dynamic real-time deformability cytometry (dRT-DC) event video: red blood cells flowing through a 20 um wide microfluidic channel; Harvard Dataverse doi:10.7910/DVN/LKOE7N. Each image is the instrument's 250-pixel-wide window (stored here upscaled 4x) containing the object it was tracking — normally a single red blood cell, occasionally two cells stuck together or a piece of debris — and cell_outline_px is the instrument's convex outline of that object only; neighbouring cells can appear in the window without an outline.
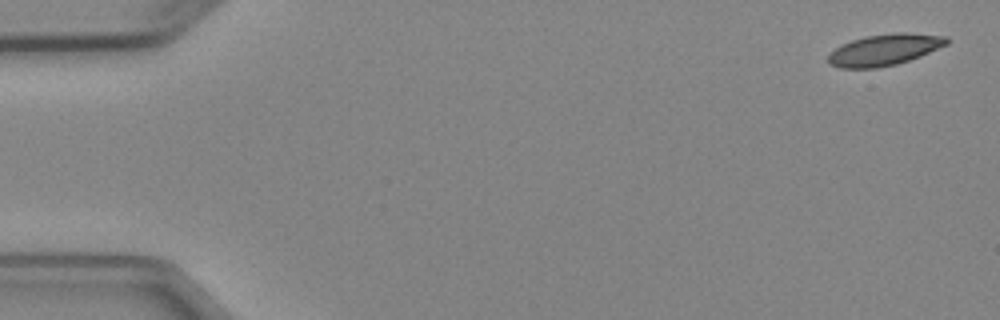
{"species": "Egyptian fruit bat (a non-hibernating species)", "species_latin": "Rousettus aegyptiacus", "temperature_condition": "cold", "stored_images_in_passage": 5, "camera_frame_rate_fps": 3000, "um_per_image_px": 0.085, "animal": {"sex": "female"}, "frame": {"image": 1, "passage_image": 1, "time_ms": 0.0, "image_size_px": [1000, 320], "cell_outline_px": [[952, 40], [948, 44], [920, 56], [896, 64], [876, 68], [840, 68], [828, 64], [828, 56], [840, 44], [852, 40], [868, 36], [892, 32], [908, 32], [948, 36]], "centroid_in_image_um": [75.21, 4.22], "position_along_channel_um": 9.8, "area_um2": 21.79}}
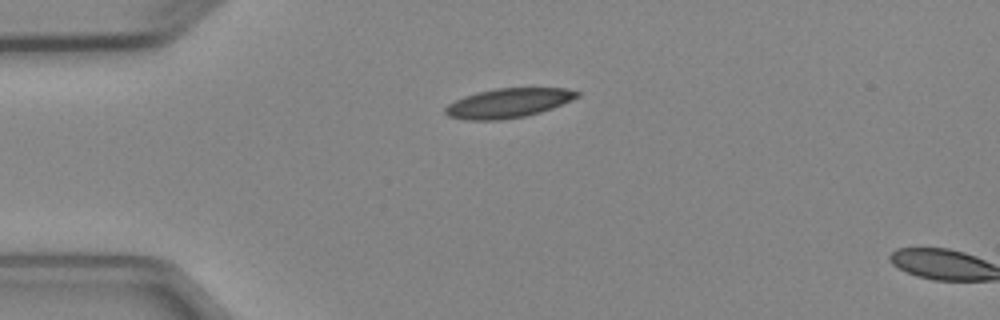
{"frame": {"image": 2, "passage_image": 4, "time_ms": 3.667, "image_size_px": [1000, 320], "cell_outline_px": [[580, 96], [572, 100], [552, 108], [540, 112], [524, 116], [500, 120], [464, 120], [448, 116], [444, 112], [444, 108], [448, 104], [464, 96], [476, 92], [496, 88], [568, 88], [580, 92]], "centroid_in_image_um": [43.19, 8.75], "position_along_channel_um": 41.8, "area_um2": 22.66}}